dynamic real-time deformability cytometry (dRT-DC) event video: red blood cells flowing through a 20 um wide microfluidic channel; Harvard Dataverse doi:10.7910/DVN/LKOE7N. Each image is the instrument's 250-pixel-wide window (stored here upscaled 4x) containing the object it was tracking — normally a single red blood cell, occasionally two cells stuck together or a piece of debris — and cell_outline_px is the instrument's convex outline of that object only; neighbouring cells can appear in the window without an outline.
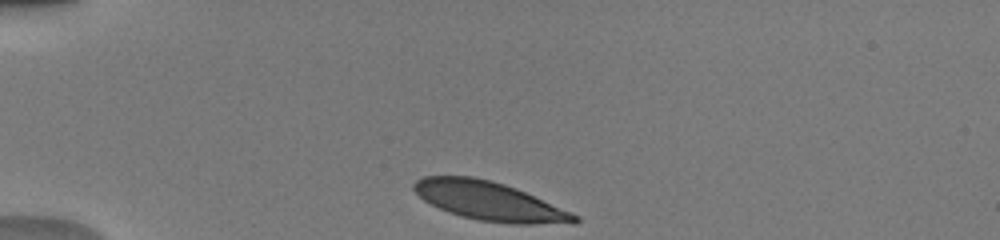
{"species": "human", "species_latin": "Homo sapiens", "temperature_condition": "warm", "stored_images_in_passage": 35, "camera_frame_rate_fps": 3000, "um_per_image_px": 0.085, "donor": {"sex": "male"}, "frame": {"image": 1, "passage_image": 1, "time_ms": 0.0, "image_size_px": [1000, 240], "cell_outline_px": [[580, 220], [576, 224], [512, 224], [480, 220], [448, 212], [424, 200], [412, 188], [412, 184], [416, 180], [424, 176], [472, 176], [492, 180], [516, 188], [572, 212], [580, 216]], "centroid_in_image_um": [41.65, 17.1], "position_along_channel_um": 43.3, "area_um2": 36.3}}
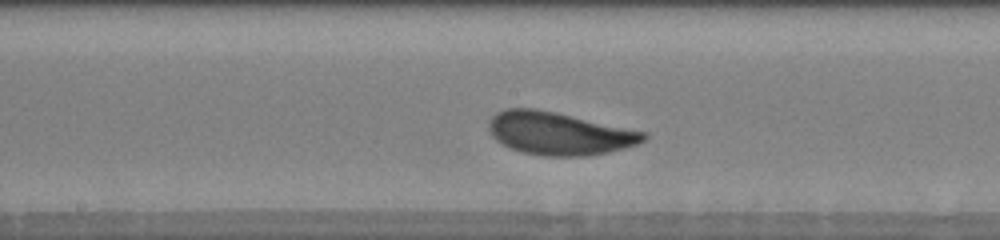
{"frame": {"image": 2, "passage_image": 16, "time_ms": 5.0, "image_size_px": [1000, 240], "cell_outline_px": [[648, 136], [644, 140], [636, 144], [624, 148], [608, 152], [588, 156], [544, 156], [520, 152], [508, 148], [496, 140], [492, 136], [488, 128], [488, 124], [492, 116], [496, 112], [508, 108], [536, 108], [556, 112], [648, 132]], "centroid_in_image_um": [47.51, 11.34], "position_along_channel_um": 200.7, "area_um2": 38.9}}
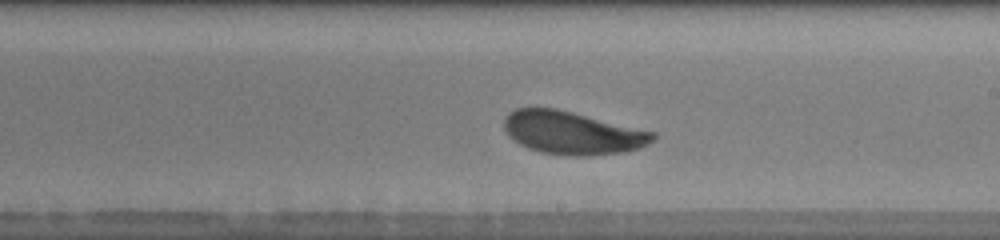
{"frame": {"image": 3, "passage_image": 19, "time_ms": 6.0, "image_size_px": [1000, 240], "cell_outline_px": [[656, 140], [640, 148], [624, 152], [588, 156], [568, 156], [540, 152], [528, 148], [520, 144], [508, 136], [504, 128], [504, 120], [508, 112], [516, 108], [556, 108], [656, 132]], "centroid_in_image_um": [48.66, 11.3], "position_along_channel_um": 240.3, "area_um2": 37.51}, "authors_computed_cell_mechanics": {"area_um2": 37.3966, "velocity_mm_per_s": 3.9763, "shape_relaxation_time_tau1_ms": 1.9275, "shape_relaxation_time_tau2_ms": 3.8019, "deformation_change_tau1": 0.1323, "deformation_change_tau2": 0.1112}}